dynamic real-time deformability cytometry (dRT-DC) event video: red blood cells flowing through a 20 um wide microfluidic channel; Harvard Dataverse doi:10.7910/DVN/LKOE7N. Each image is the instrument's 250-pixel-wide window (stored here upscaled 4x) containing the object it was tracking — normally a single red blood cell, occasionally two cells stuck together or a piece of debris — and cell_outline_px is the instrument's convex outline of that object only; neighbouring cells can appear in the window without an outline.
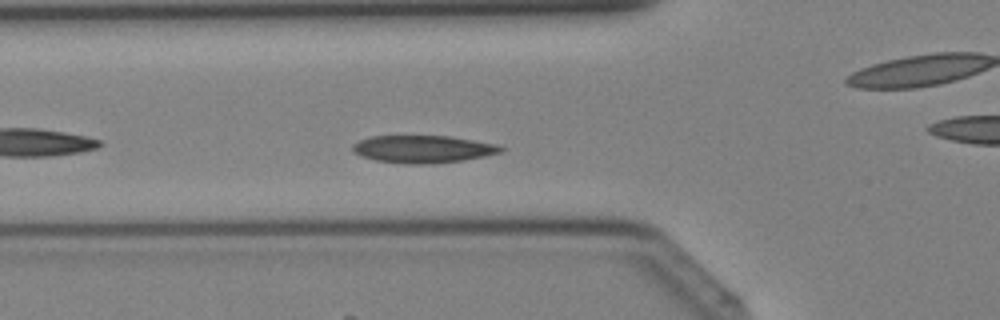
{"species": "Egyptian fruit bat (a non-hibernating species)", "species_latin": "Rousettus aegyptiacus", "temperature_condition": "cold", "stored_images_in_passage": 39, "camera_frame_rate_fps": 3000, "um_per_image_px": 0.085, "animal": {"sex": "female"}, "frame": {"image": 1, "passage_image": 12, "time_ms": 3.667, "image_size_px": [1000, 320], "cell_outline_px": [[504, 148], [500, 152], [484, 156], [464, 160], [424, 164], [408, 164], [376, 160], [360, 156], [352, 152], [352, 144], [360, 140], [372, 136], [448, 136], [496, 144]], "centroid_in_image_um": [35.9, 12.67], "position_along_channel_um": 89.9, "area_um2": 23.52}}
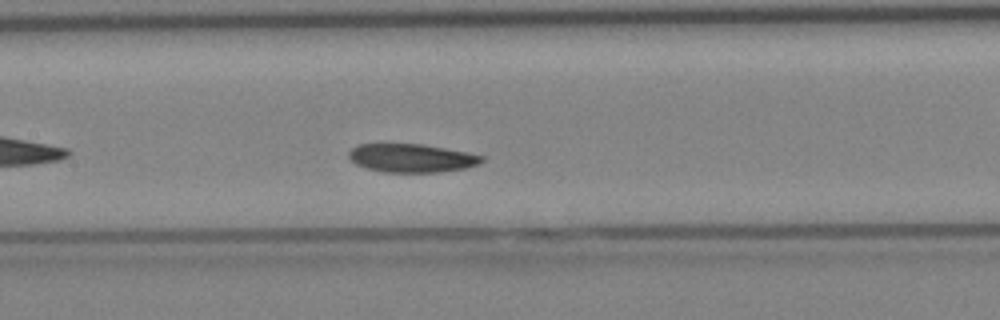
{"frame": {"image": 2, "passage_image": 17, "time_ms": 5.333, "image_size_px": [1000, 320], "cell_outline_px": [[484, 160], [480, 164], [464, 168], [440, 172], [384, 172], [368, 168], [356, 164], [348, 156], [348, 152], [352, 148], [360, 144], [420, 144], [444, 148], [484, 156]], "centroid_in_image_um": [34.98, 13.44], "position_along_channel_um": 172.4, "area_um2": 21.79}}